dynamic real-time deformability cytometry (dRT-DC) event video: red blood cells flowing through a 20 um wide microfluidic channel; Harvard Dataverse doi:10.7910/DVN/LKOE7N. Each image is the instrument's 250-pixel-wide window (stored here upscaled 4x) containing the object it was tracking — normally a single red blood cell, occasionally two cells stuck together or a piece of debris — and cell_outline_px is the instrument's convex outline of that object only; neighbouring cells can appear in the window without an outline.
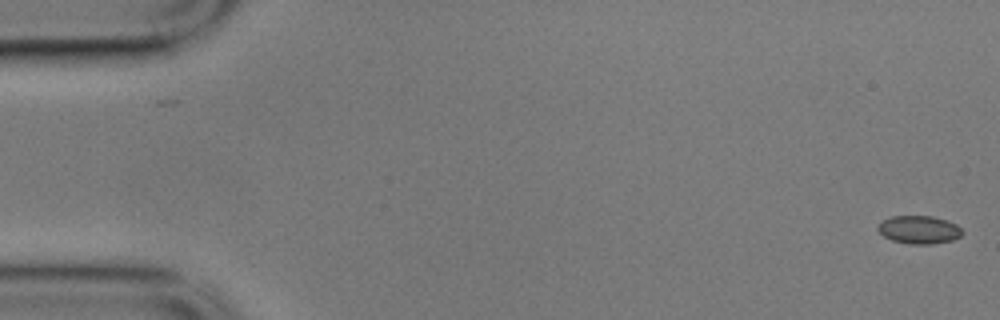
{"species": "common noctule bat (a hibernating species)", "species_latin": "Nyctalus noctula", "temperature_condition": "cold", "stored_images_in_passage": 58, "camera_frame_rate_fps": 3000, "um_per_image_px": 0.085, "animal": {"sex": "male", "body_mass_g": 17.9}, "frame": {"image": 1, "passage_image": 1, "time_ms": 0.0, "image_size_px": [1000, 320], "cell_outline_px": [[964, 232], [960, 236], [952, 240], [932, 244], [912, 244], [892, 240], [884, 236], [876, 228], [884, 220], [892, 216], [932, 216], [948, 220], [956, 224]], "centroid_in_image_um": [78.15, 19.52], "position_along_channel_um": 6.9, "area_um2": 13.7}}
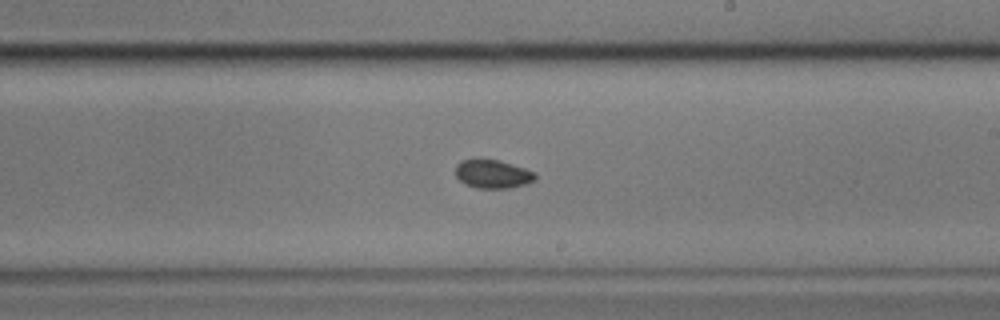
{"frame": {"image": 2, "passage_image": 33, "time_ms": 10.667, "image_size_px": [1000, 320], "cell_outline_px": [[536, 180], [524, 184], [508, 188], [476, 188], [464, 184], [456, 176], [456, 164], [460, 160], [500, 160], [536, 172]], "centroid_in_image_um": [41.88, 14.8], "position_along_channel_um": 247.1, "area_um2": 13.18}}
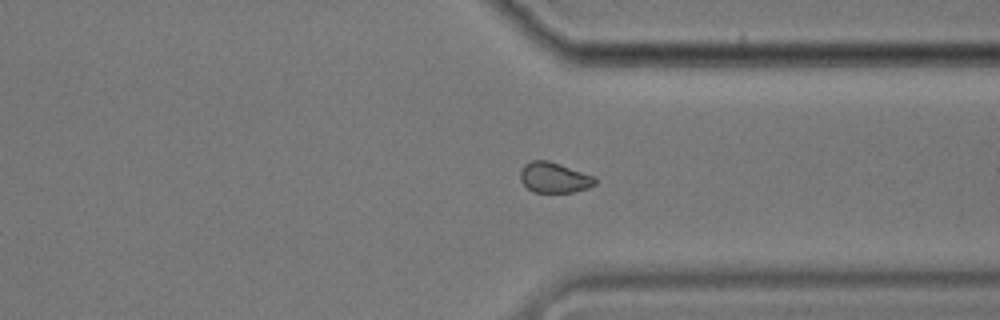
{"frame": {"image": 3, "passage_image": 43, "time_ms": 14.0, "image_size_px": [1000, 320], "cell_outline_px": [[596, 184], [588, 188], [572, 192], [536, 192], [528, 188], [520, 180], [520, 172], [524, 164], [532, 160], [548, 160], [596, 176]], "centroid_in_image_um": [47.13, 15.08], "position_along_channel_um": 364.3, "area_um2": 13.29}}